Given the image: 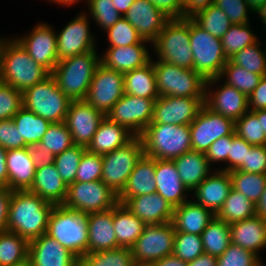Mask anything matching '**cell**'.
<instances>
[{
  "mask_svg": "<svg viewBox=\"0 0 266 266\" xmlns=\"http://www.w3.org/2000/svg\"><path fill=\"white\" fill-rule=\"evenodd\" d=\"M250 29L249 23L233 24L220 39L228 59L245 47L258 41V37Z\"/></svg>",
  "mask_w": 266,
  "mask_h": 266,
  "instance_id": "45",
  "label": "cell"
},
{
  "mask_svg": "<svg viewBox=\"0 0 266 266\" xmlns=\"http://www.w3.org/2000/svg\"><path fill=\"white\" fill-rule=\"evenodd\" d=\"M201 239L205 254L215 257L222 255L231 244L230 224L215 216L202 232Z\"/></svg>",
  "mask_w": 266,
  "mask_h": 266,
  "instance_id": "38",
  "label": "cell"
},
{
  "mask_svg": "<svg viewBox=\"0 0 266 266\" xmlns=\"http://www.w3.org/2000/svg\"><path fill=\"white\" fill-rule=\"evenodd\" d=\"M156 192L173 207L187 201L189 190L182 183L173 160L155 159Z\"/></svg>",
  "mask_w": 266,
  "mask_h": 266,
  "instance_id": "25",
  "label": "cell"
},
{
  "mask_svg": "<svg viewBox=\"0 0 266 266\" xmlns=\"http://www.w3.org/2000/svg\"><path fill=\"white\" fill-rule=\"evenodd\" d=\"M152 266H188V263L172 254L159 259Z\"/></svg>",
  "mask_w": 266,
  "mask_h": 266,
  "instance_id": "68",
  "label": "cell"
},
{
  "mask_svg": "<svg viewBox=\"0 0 266 266\" xmlns=\"http://www.w3.org/2000/svg\"><path fill=\"white\" fill-rule=\"evenodd\" d=\"M256 214V205L241 192L231 189L225 202L215 215L228 224L242 221Z\"/></svg>",
  "mask_w": 266,
  "mask_h": 266,
  "instance_id": "39",
  "label": "cell"
},
{
  "mask_svg": "<svg viewBox=\"0 0 266 266\" xmlns=\"http://www.w3.org/2000/svg\"><path fill=\"white\" fill-rule=\"evenodd\" d=\"M190 48L194 70L206 81L218 78L228 61L220 38L214 37L190 18Z\"/></svg>",
  "mask_w": 266,
  "mask_h": 266,
  "instance_id": "8",
  "label": "cell"
},
{
  "mask_svg": "<svg viewBox=\"0 0 266 266\" xmlns=\"http://www.w3.org/2000/svg\"><path fill=\"white\" fill-rule=\"evenodd\" d=\"M223 77L227 78L226 81H224L226 84L235 87L241 93L249 97V95L258 86L263 76L260 74L249 72L241 66L232 64L228 60L222 69L219 79Z\"/></svg>",
  "mask_w": 266,
  "mask_h": 266,
  "instance_id": "43",
  "label": "cell"
},
{
  "mask_svg": "<svg viewBox=\"0 0 266 266\" xmlns=\"http://www.w3.org/2000/svg\"><path fill=\"white\" fill-rule=\"evenodd\" d=\"M134 137L135 135L126 127L111 121L105 116L86 150L91 153L104 155L125 146Z\"/></svg>",
  "mask_w": 266,
  "mask_h": 266,
  "instance_id": "31",
  "label": "cell"
},
{
  "mask_svg": "<svg viewBox=\"0 0 266 266\" xmlns=\"http://www.w3.org/2000/svg\"><path fill=\"white\" fill-rule=\"evenodd\" d=\"M235 134L253 146L266 145V135L262 131L261 121L251 111H247L235 122Z\"/></svg>",
  "mask_w": 266,
  "mask_h": 266,
  "instance_id": "51",
  "label": "cell"
},
{
  "mask_svg": "<svg viewBox=\"0 0 266 266\" xmlns=\"http://www.w3.org/2000/svg\"><path fill=\"white\" fill-rule=\"evenodd\" d=\"M190 18L204 30L220 39L233 25L224 11L213 4L196 12Z\"/></svg>",
  "mask_w": 266,
  "mask_h": 266,
  "instance_id": "42",
  "label": "cell"
},
{
  "mask_svg": "<svg viewBox=\"0 0 266 266\" xmlns=\"http://www.w3.org/2000/svg\"><path fill=\"white\" fill-rule=\"evenodd\" d=\"M236 170L266 174V145H252L250 151H247L246 163H242Z\"/></svg>",
  "mask_w": 266,
  "mask_h": 266,
  "instance_id": "57",
  "label": "cell"
},
{
  "mask_svg": "<svg viewBox=\"0 0 266 266\" xmlns=\"http://www.w3.org/2000/svg\"><path fill=\"white\" fill-rule=\"evenodd\" d=\"M85 12L74 17L65 27L56 33L57 58L62 60L70 56L84 54L96 50L94 35L90 33L88 14Z\"/></svg>",
  "mask_w": 266,
  "mask_h": 266,
  "instance_id": "17",
  "label": "cell"
},
{
  "mask_svg": "<svg viewBox=\"0 0 266 266\" xmlns=\"http://www.w3.org/2000/svg\"><path fill=\"white\" fill-rule=\"evenodd\" d=\"M256 214L266 220V185L260 201L256 204Z\"/></svg>",
  "mask_w": 266,
  "mask_h": 266,
  "instance_id": "71",
  "label": "cell"
},
{
  "mask_svg": "<svg viewBox=\"0 0 266 266\" xmlns=\"http://www.w3.org/2000/svg\"><path fill=\"white\" fill-rule=\"evenodd\" d=\"M184 17H191L196 12L205 9L214 3V0H183Z\"/></svg>",
  "mask_w": 266,
  "mask_h": 266,
  "instance_id": "65",
  "label": "cell"
},
{
  "mask_svg": "<svg viewBox=\"0 0 266 266\" xmlns=\"http://www.w3.org/2000/svg\"><path fill=\"white\" fill-rule=\"evenodd\" d=\"M204 105V98L159 96L150 124L190 125Z\"/></svg>",
  "mask_w": 266,
  "mask_h": 266,
  "instance_id": "16",
  "label": "cell"
},
{
  "mask_svg": "<svg viewBox=\"0 0 266 266\" xmlns=\"http://www.w3.org/2000/svg\"><path fill=\"white\" fill-rule=\"evenodd\" d=\"M189 128L192 150L206 153L217 139L235 133V122L203 105Z\"/></svg>",
  "mask_w": 266,
  "mask_h": 266,
  "instance_id": "14",
  "label": "cell"
},
{
  "mask_svg": "<svg viewBox=\"0 0 266 266\" xmlns=\"http://www.w3.org/2000/svg\"><path fill=\"white\" fill-rule=\"evenodd\" d=\"M11 190L0 187V232L6 231Z\"/></svg>",
  "mask_w": 266,
  "mask_h": 266,
  "instance_id": "64",
  "label": "cell"
},
{
  "mask_svg": "<svg viewBox=\"0 0 266 266\" xmlns=\"http://www.w3.org/2000/svg\"><path fill=\"white\" fill-rule=\"evenodd\" d=\"M85 151V147L73 145L71 148L55 156L54 164L67 186L75 182V175Z\"/></svg>",
  "mask_w": 266,
  "mask_h": 266,
  "instance_id": "48",
  "label": "cell"
},
{
  "mask_svg": "<svg viewBox=\"0 0 266 266\" xmlns=\"http://www.w3.org/2000/svg\"><path fill=\"white\" fill-rule=\"evenodd\" d=\"M123 205L146 225L172 221L174 207L157 192L127 199Z\"/></svg>",
  "mask_w": 266,
  "mask_h": 266,
  "instance_id": "23",
  "label": "cell"
},
{
  "mask_svg": "<svg viewBox=\"0 0 266 266\" xmlns=\"http://www.w3.org/2000/svg\"><path fill=\"white\" fill-rule=\"evenodd\" d=\"M88 253L120 248L113 226V208L87 215Z\"/></svg>",
  "mask_w": 266,
  "mask_h": 266,
  "instance_id": "28",
  "label": "cell"
},
{
  "mask_svg": "<svg viewBox=\"0 0 266 266\" xmlns=\"http://www.w3.org/2000/svg\"><path fill=\"white\" fill-rule=\"evenodd\" d=\"M135 266H152V265H135Z\"/></svg>",
  "mask_w": 266,
  "mask_h": 266,
  "instance_id": "76",
  "label": "cell"
},
{
  "mask_svg": "<svg viewBox=\"0 0 266 266\" xmlns=\"http://www.w3.org/2000/svg\"><path fill=\"white\" fill-rule=\"evenodd\" d=\"M259 121H261L262 131L266 135V109L253 112Z\"/></svg>",
  "mask_w": 266,
  "mask_h": 266,
  "instance_id": "72",
  "label": "cell"
},
{
  "mask_svg": "<svg viewBox=\"0 0 266 266\" xmlns=\"http://www.w3.org/2000/svg\"><path fill=\"white\" fill-rule=\"evenodd\" d=\"M143 155L142 140L139 136H135L125 146L102 155L101 181L118 195Z\"/></svg>",
  "mask_w": 266,
  "mask_h": 266,
  "instance_id": "10",
  "label": "cell"
},
{
  "mask_svg": "<svg viewBox=\"0 0 266 266\" xmlns=\"http://www.w3.org/2000/svg\"><path fill=\"white\" fill-rule=\"evenodd\" d=\"M19 130L20 139L29 147L40 143L51 122L22 107L12 118Z\"/></svg>",
  "mask_w": 266,
  "mask_h": 266,
  "instance_id": "37",
  "label": "cell"
},
{
  "mask_svg": "<svg viewBox=\"0 0 266 266\" xmlns=\"http://www.w3.org/2000/svg\"><path fill=\"white\" fill-rule=\"evenodd\" d=\"M135 0H113L116 10L124 16Z\"/></svg>",
  "mask_w": 266,
  "mask_h": 266,
  "instance_id": "70",
  "label": "cell"
},
{
  "mask_svg": "<svg viewBox=\"0 0 266 266\" xmlns=\"http://www.w3.org/2000/svg\"><path fill=\"white\" fill-rule=\"evenodd\" d=\"M204 254L201 235L176 232L173 255L184 262H191L198 256Z\"/></svg>",
  "mask_w": 266,
  "mask_h": 266,
  "instance_id": "49",
  "label": "cell"
},
{
  "mask_svg": "<svg viewBox=\"0 0 266 266\" xmlns=\"http://www.w3.org/2000/svg\"><path fill=\"white\" fill-rule=\"evenodd\" d=\"M215 215L193 200L174 207L172 224L176 232L201 235Z\"/></svg>",
  "mask_w": 266,
  "mask_h": 266,
  "instance_id": "33",
  "label": "cell"
},
{
  "mask_svg": "<svg viewBox=\"0 0 266 266\" xmlns=\"http://www.w3.org/2000/svg\"><path fill=\"white\" fill-rule=\"evenodd\" d=\"M188 266H217V257L204 253L189 262Z\"/></svg>",
  "mask_w": 266,
  "mask_h": 266,
  "instance_id": "67",
  "label": "cell"
},
{
  "mask_svg": "<svg viewBox=\"0 0 266 266\" xmlns=\"http://www.w3.org/2000/svg\"><path fill=\"white\" fill-rule=\"evenodd\" d=\"M29 242L16 233L0 232V266H11L28 257Z\"/></svg>",
  "mask_w": 266,
  "mask_h": 266,
  "instance_id": "41",
  "label": "cell"
},
{
  "mask_svg": "<svg viewBox=\"0 0 266 266\" xmlns=\"http://www.w3.org/2000/svg\"><path fill=\"white\" fill-rule=\"evenodd\" d=\"M175 229L172 222L146 225L130 248L136 265H152L173 254Z\"/></svg>",
  "mask_w": 266,
  "mask_h": 266,
  "instance_id": "12",
  "label": "cell"
},
{
  "mask_svg": "<svg viewBox=\"0 0 266 266\" xmlns=\"http://www.w3.org/2000/svg\"><path fill=\"white\" fill-rule=\"evenodd\" d=\"M97 50L60 60L51 75L59 89L71 100H85L91 80L100 64Z\"/></svg>",
  "mask_w": 266,
  "mask_h": 266,
  "instance_id": "3",
  "label": "cell"
},
{
  "mask_svg": "<svg viewBox=\"0 0 266 266\" xmlns=\"http://www.w3.org/2000/svg\"><path fill=\"white\" fill-rule=\"evenodd\" d=\"M218 81L220 82L219 77L206 80L204 105L213 112L236 122L249 111L248 97L225 82L221 87L216 88V91H212L210 85H215Z\"/></svg>",
  "mask_w": 266,
  "mask_h": 266,
  "instance_id": "18",
  "label": "cell"
},
{
  "mask_svg": "<svg viewBox=\"0 0 266 266\" xmlns=\"http://www.w3.org/2000/svg\"><path fill=\"white\" fill-rule=\"evenodd\" d=\"M0 146L7 151L28 147L12 119L0 120Z\"/></svg>",
  "mask_w": 266,
  "mask_h": 266,
  "instance_id": "58",
  "label": "cell"
},
{
  "mask_svg": "<svg viewBox=\"0 0 266 266\" xmlns=\"http://www.w3.org/2000/svg\"><path fill=\"white\" fill-rule=\"evenodd\" d=\"M28 257L33 266H80L76 255L47 234L29 242Z\"/></svg>",
  "mask_w": 266,
  "mask_h": 266,
  "instance_id": "22",
  "label": "cell"
},
{
  "mask_svg": "<svg viewBox=\"0 0 266 266\" xmlns=\"http://www.w3.org/2000/svg\"><path fill=\"white\" fill-rule=\"evenodd\" d=\"M137 31L140 37L153 43L170 20L149 0H135L123 16Z\"/></svg>",
  "mask_w": 266,
  "mask_h": 266,
  "instance_id": "21",
  "label": "cell"
},
{
  "mask_svg": "<svg viewBox=\"0 0 266 266\" xmlns=\"http://www.w3.org/2000/svg\"><path fill=\"white\" fill-rule=\"evenodd\" d=\"M155 192V159L144 154L129 175L123 190L118 194V202L123 204L131 197Z\"/></svg>",
  "mask_w": 266,
  "mask_h": 266,
  "instance_id": "30",
  "label": "cell"
},
{
  "mask_svg": "<svg viewBox=\"0 0 266 266\" xmlns=\"http://www.w3.org/2000/svg\"><path fill=\"white\" fill-rule=\"evenodd\" d=\"M233 141V135L220 137L211 144L206 151L205 156L208 159V163L211 166L213 162L227 163L226 167L219 168L220 170L228 172V154L230 150V144Z\"/></svg>",
  "mask_w": 266,
  "mask_h": 266,
  "instance_id": "59",
  "label": "cell"
},
{
  "mask_svg": "<svg viewBox=\"0 0 266 266\" xmlns=\"http://www.w3.org/2000/svg\"><path fill=\"white\" fill-rule=\"evenodd\" d=\"M231 243L240 246L259 258V250L266 247V220L260 215L230 224Z\"/></svg>",
  "mask_w": 266,
  "mask_h": 266,
  "instance_id": "27",
  "label": "cell"
},
{
  "mask_svg": "<svg viewBox=\"0 0 266 266\" xmlns=\"http://www.w3.org/2000/svg\"><path fill=\"white\" fill-rule=\"evenodd\" d=\"M144 45L108 47L100 57V63L122 74L146 66L152 59L146 45Z\"/></svg>",
  "mask_w": 266,
  "mask_h": 266,
  "instance_id": "26",
  "label": "cell"
},
{
  "mask_svg": "<svg viewBox=\"0 0 266 266\" xmlns=\"http://www.w3.org/2000/svg\"><path fill=\"white\" fill-rule=\"evenodd\" d=\"M155 100L124 94L106 116L139 136L152 121Z\"/></svg>",
  "mask_w": 266,
  "mask_h": 266,
  "instance_id": "15",
  "label": "cell"
},
{
  "mask_svg": "<svg viewBox=\"0 0 266 266\" xmlns=\"http://www.w3.org/2000/svg\"><path fill=\"white\" fill-rule=\"evenodd\" d=\"M23 107L51 123L65 121L71 100L59 89L50 75L22 92Z\"/></svg>",
  "mask_w": 266,
  "mask_h": 266,
  "instance_id": "7",
  "label": "cell"
},
{
  "mask_svg": "<svg viewBox=\"0 0 266 266\" xmlns=\"http://www.w3.org/2000/svg\"><path fill=\"white\" fill-rule=\"evenodd\" d=\"M170 19L184 18L183 0H149Z\"/></svg>",
  "mask_w": 266,
  "mask_h": 266,
  "instance_id": "61",
  "label": "cell"
},
{
  "mask_svg": "<svg viewBox=\"0 0 266 266\" xmlns=\"http://www.w3.org/2000/svg\"><path fill=\"white\" fill-rule=\"evenodd\" d=\"M260 19L262 20L261 22H263V24L265 25V29H266V14H263ZM266 33V32H265ZM266 45V44H265Z\"/></svg>",
  "mask_w": 266,
  "mask_h": 266,
  "instance_id": "75",
  "label": "cell"
},
{
  "mask_svg": "<svg viewBox=\"0 0 266 266\" xmlns=\"http://www.w3.org/2000/svg\"><path fill=\"white\" fill-rule=\"evenodd\" d=\"M46 234L79 259L88 254V221L84 213L63 204L54 205L49 215Z\"/></svg>",
  "mask_w": 266,
  "mask_h": 266,
  "instance_id": "4",
  "label": "cell"
},
{
  "mask_svg": "<svg viewBox=\"0 0 266 266\" xmlns=\"http://www.w3.org/2000/svg\"><path fill=\"white\" fill-rule=\"evenodd\" d=\"M79 0H52L55 4H61V5H69L77 3ZM81 1V0H80Z\"/></svg>",
  "mask_w": 266,
  "mask_h": 266,
  "instance_id": "73",
  "label": "cell"
},
{
  "mask_svg": "<svg viewBox=\"0 0 266 266\" xmlns=\"http://www.w3.org/2000/svg\"><path fill=\"white\" fill-rule=\"evenodd\" d=\"M251 12L256 13L261 17L266 14V0H245Z\"/></svg>",
  "mask_w": 266,
  "mask_h": 266,
  "instance_id": "69",
  "label": "cell"
},
{
  "mask_svg": "<svg viewBox=\"0 0 266 266\" xmlns=\"http://www.w3.org/2000/svg\"><path fill=\"white\" fill-rule=\"evenodd\" d=\"M68 186L62 180L55 164L36 168L32 186L28 190L42 199L60 205L65 202Z\"/></svg>",
  "mask_w": 266,
  "mask_h": 266,
  "instance_id": "32",
  "label": "cell"
},
{
  "mask_svg": "<svg viewBox=\"0 0 266 266\" xmlns=\"http://www.w3.org/2000/svg\"><path fill=\"white\" fill-rule=\"evenodd\" d=\"M260 258L233 243L217 257V266H264Z\"/></svg>",
  "mask_w": 266,
  "mask_h": 266,
  "instance_id": "53",
  "label": "cell"
},
{
  "mask_svg": "<svg viewBox=\"0 0 266 266\" xmlns=\"http://www.w3.org/2000/svg\"><path fill=\"white\" fill-rule=\"evenodd\" d=\"M90 15L104 31L112 27L121 17L113 0H87Z\"/></svg>",
  "mask_w": 266,
  "mask_h": 266,
  "instance_id": "52",
  "label": "cell"
},
{
  "mask_svg": "<svg viewBox=\"0 0 266 266\" xmlns=\"http://www.w3.org/2000/svg\"><path fill=\"white\" fill-rule=\"evenodd\" d=\"M184 186L192 192L213 171L205 153L191 150L173 159ZM211 170V171H210Z\"/></svg>",
  "mask_w": 266,
  "mask_h": 266,
  "instance_id": "34",
  "label": "cell"
},
{
  "mask_svg": "<svg viewBox=\"0 0 266 266\" xmlns=\"http://www.w3.org/2000/svg\"><path fill=\"white\" fill-rule=\"evenodd\" d=\"M113 226L118 246L131 248L142 234L146 224L123 204L118 203L113 208Z\"/></svg>",
  "mask_w": 266,
  "mask_h": 266,
  "instance_id": "35",
  "label": "cell"
},
{
  "mask_svg": "<svg viewBox=\"0 0 266 266\" xmlns=\"http://www.w3.org/2000/svg\"><path fill=\"white\" fill-rule=\"evenodd\" d=\"M104 117L85 100L71 101L64 122L74 145L87 148Z\"/></svg>",
  "mask_w": 266,
  "mask_h": 266,
  "instance_id": "19",
  "label": "cell"
},
{
  "mask_svg": "<svg viewBox=\"0 0 266 266\" xmlns=\"http://www.w3.org/2000/svg\"><path fill=\"white\" fill-rule=\"evenodd\" d=\"M232 189L230 173L223 170L211 172L194 190L196 203L210 210L214 215L222 207Z\"/></svg>",
  "mask_w": 266,
  "mask_h": 266,
  "instance_id": "24",
  "label": "cell"
},
{
  "mask_svg": "<svg viewBox=\"0 0 266 266\" xmlns=\"http://www.w3.org/2000/svg\"><path fill=\"white\" fill-rule=\"evenodd\" d=\"M11 266H33L29 257H27L26 259L20 261V262H17Z\"/></svg>",
  "mask_w": 266,
  "mask_h": 266,
  "instance_id": "74",
  "label": "cell"
},
{
  "mask_svg": "<svg viewBox=\"0 0 266 266\" xmlns=\"http://www.w3.org/2000/svg\"><path fill=\"white\" fill-rule=\"evenodd\" d=\"M213 5L222 9L232 24L249 23L251 10L245 0H214Z\"/></svg>",
  "mask_w": 266,
  "mask_h": 266,
  "instance_id": "56",
  "label": "cell"
},
{
  "mask_svg": "<svg viewBox=\"0 0 266 266\" xmlns=\"http://www.w3.org/2000/svg\"><path fill=\"white\" fill-rule=\"evenodd\" d=\"M139 137L144 154L154 159L173 160L192 150L189 125L149 124Z\"/></svg>",
  "mask_w": 266,
  "mask_h": 266,
  "instance_id": "5",
  "label": "cell"
},
{
  "mask_svg": "<svg viewBox=\"0 0 266 266\" xmlns=\"http://www.w3.org/2000/svg\"><path fill=\"white\" fill-rule=\"evenodd\" d=\"M103 169L102 155L85 151L75 175V182H92L101 180Z\"/></svg>",
  "mask_w": 266,
  "mask_h": 266,
  "instance_id": "54",
  "label": "cell"
},
{
  "mask_svg": "<svg viewBox=\"0 0 266 266\" xmlns=\"http://www.w3.org/2000/svg\"><path fill=\"white\" fill-rule=\"evenodd\" d=\"M259 40L241 51L235 53L228 60L234 64L243 67L245 70L266 76V48L261 49Z\"/></svg>",
  "mask_w": 266,
  "mask_h": 266,
  "instance_id": "46",
  "label": "cell"
},
{
  "mask_svg": "<svg viewBox=\"0 0 266 266\" xmlns=\"http://www.w3.org/2000/svg\"><path fill=\"white\" fill-rule=\"evenodd\" d=\"M22 107V92L0 82V120L12 119Z\"/></svg>",
  "mask_w": 266,
  "mask_h": 266,
  "instance_id": "55",
  "label": "cell"
},
{
  "mask_svg": "<svg viewBox=\"0 0 266 266\" xmlns=\"http://www.w3.org/2000/svg\"><path fill=\"white\" fill-rule=\"evenodd\" d=\"M130 248H117L85 254L80 266H135Z\"/></svg>",
  "mask_w": 266,
  "mask_h": 266,
  "instance_id": "44",
  "label": "cell"
},
{
  "mask_svg": "<svg viewBox=\"0 0 266 266\" xmlns=\"http://www.w3.org/2000/svg\"><path fill=\"white\" fill-rule=\"evenodd\" d=\"M50 75L14 37L10 40L0 38V82L23 92Z\"/></svg>",
  "mask_w": 266,
  "mask_h": 266,
  "instance_id": "2",
  "label": "cell"
},
{
  "mask_svg": "<svg viewBox=\"0 0 266 266\" xmlns=\"http://www.w3.org/2000/svg\"><path fill=\"white\" fill-rule=\"evenodd\" d=\"M8 189L11 191L29 190L35 177V164L28 147L8 150L6 153Z\"/></svg>",
  "mask_w": 266,
  "mask_h": 266,
  "instance_id": "29",
  "label": "cell"
},
{
  "mask_svg": "<svg viewBox=\"0 0 266 266\" xmlns=\"http://www.w3.org/2000/svg\"><path fill=\"white\" fill-rule=\"evenodd\" d=\"M124 95V74L99 64L85 101L105 116Z\"/></svg>",
  "mask_w": 266,
  "mask_h": 266,
  "instance_id": "13",
  "label": "cell"
},
{
  "mask_svg": "<svg viewBox=\"0 0 266 266\" xmlns=\"http://www.w3.org/2000/svg\"><path fill=\"white\" fill-rule=\"evenodd\" d=\"M160 96L204 98L205 80L194 70L152 61Z\"/></svg>",
  "mask_w": 266,
  "mask_h": 266,
  "instance_id": "9",
  "label": "cell"
},
{
  "mask_svg": "<svg viewBox=\"0 0 266 266\" xmlns=\"http://www.w3.org/2000/svg\"><path fill=\"white\" fill-rule=\"evenodd\" d=\"M248 107L251 112L266 109V76L261 78L258 86L249 95Z\"/></svg>",
  "mask_w": 266,
  "mask_h": 266,
  "instance_id": "62",
  "label": "cell"
},
{
  "mask_svg": "<svg viewBox=\"0 0 266 266\" xmlns=\"http://www.w3.org/2000/svg\"><path fill=\"white\" fill-rule=\"evenodd\" d=\"M190 17L170 19L151 44L159 61L194 69L190 48Z\"/></svg>",
  "mask_w": 266,
  "mask_h": 266,
  "instance_id": "6",
  "label": "cell"
},
{
  "mask_svg": "<svg viewBox=\"0 0 266 266\" xmlns=\"http://www.w3.org/2000/svg\"><path fill=\"white\" fill-rule=\"evenodd\" d=\"M232 189L241 192L255 205L260 201L266 185V174L230 171Z\"/></svg>",
  "mask_w": 266,
  "mask_h": 266,
  "instance_id": "40",
  "label": "cell"
},
{
  "mask_svg": "<svg viewBox=\"0 0 266 266\" xmlns=\"http://www.w3.org/2000/svg\"><path fill=\"white\" fill-rule=\"evenodd\" d=\"M105 32L108 34V47H126L133 44H148L144 41L138 31L124 18L121 17L112 27Z\"/></svg>",
  "mask_w": 266,
  "mask_h": 266,
  "instance_id": "50",
  "label": "cell"
},
{
  "mask_svg": "<svg viewBox=\"0 0 266 266\" xmlns=\"http://www.w3.org/2000/svg\"><path fill=\"white\" fill-rule=\"evenodd\" d=\"M53 207V203L28 190L12 191L6 231L16 233L28 242L46 234Z\"/></svg>",
  "mask_w": 266,
  "mask_h": 266,
  "instance_id": "1",
  "label": "cell"
},
{
  "mask_svg": "<svg viewBox=\"0 0 266 266\" xmlns=\"http://www.w3.org/2000/svg\"><path fill=\"white\" fill-rule=\"evenodd\" d=\"M118 203V195L98 180L69 184L63 205L88 215L112 209Z\"/></svg>",
  "mask_w": 266,
  "mask_h": 266,
  "instance_id": "11",
  "label": "cell"
},
{
  "mask_svg": "<svg viewBox=\"0 0 266 266\" xmlns=\"http://www.w3.org/2000/svg\"><path fill=\"white\" fill-rule=\"evenodd\" d=\"M40 144L44 149L50 150L54 156L61 154L74 145L71 133L65 122L51 123Z\"/></svg>",
  "mask_w": 266,
  "mask_h": 266,
  "instance_id": "47",
  "label": "cell"
},
{
  "mask_svg": "<svg viewBox=\"0 0 266 266\" xmlns=\"http://www.w3.org/2000/svg\"><path fill=\"white\" fill-rule=\"evenodd\" d=\"M252 145L237 134H233V141L230 144L228 154V172L236 170L242 163H246L247 151Z\"/></svg>",
  "mask_w": 266,
  "mask_h": 266,
  "instance_id": "60",
  "label": "cell"
},
{
  "mask_svg": "<svg viewBox=\"0 0 266 266\" xmlns=\"http://www.w3.org/2000/svg\"><path fill=\"white\" fill-rule=\"evenodd\" d=\"M53 30L52 26L39 23L36 27L34 26V29L28 35L16 38L30 57L50 73L53 72L59 62L57 58V37Z\"/></svg>",
  "mask_w": 266,
  "mask_h": 266,
  "instance_id": "20",
  "label": "cell"
},
{
  "mask_svg": "<svg viewBox=\"0 0 266 266\" xmlns=\"http://www.w3.org/2000/svg\"><path fill=\"white\" fill-rule=\"evenodd\" d=\"M124 94L149 99L160 96L152 60L146 66L124 74Z\"/></svg>",
  "mask_w": 266,
  "mask_h": 266,
  "instance_id": "36",
  "label": "cell"
},
{
  "mask_svg": "<svg viewBox=\"0 0 266 266\" xmlns=\"http://www.w3.org/2000/svg\"><path fill=\"white\" fill-rule=\"evenodd\" d=\"M7 150L0 146V187L8 188V170L6 165Z\"/></svg>",
  "mask_w": 266,
  "mask_h": 266,
  "instance_id": "66",
  "label": "cell"
},
{
  "mask_svg": "<svg viewBox=\"0 0 266 266\" xmlns=\"http://www.w3.org/2000/svg\"><path fill=\"white\" fill-rule=\"evenodd\" d=\"M35 168L46 167L54 163L55 156L50 150L44 149L40 143L28 147Z\"/></svg>",
  "mask_w": 266,
  "mask_h": 266,
  "instance_id": "63",
  "label": "cell"
}]
</instances>
